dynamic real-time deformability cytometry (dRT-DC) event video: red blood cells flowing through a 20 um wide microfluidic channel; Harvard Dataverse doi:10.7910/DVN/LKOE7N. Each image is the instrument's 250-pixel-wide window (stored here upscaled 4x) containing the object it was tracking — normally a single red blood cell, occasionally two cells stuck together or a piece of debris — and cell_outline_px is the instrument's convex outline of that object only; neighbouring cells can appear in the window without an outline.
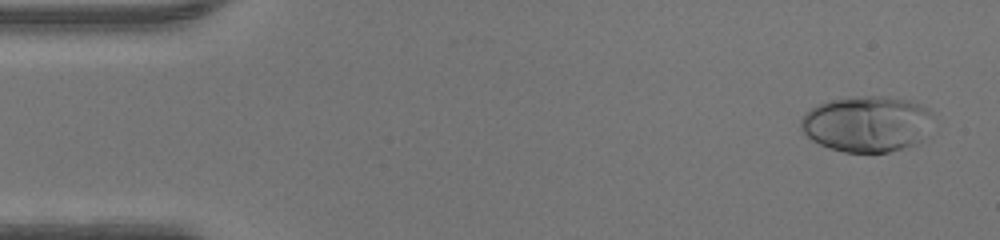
{"species": "human", "species_latin": "Homo sapiens", "temperature_condition": "warm", "stored_images_in_passage": 47, "camera_frame_rate_fps": 3000, "um_per_image_px": 0.085, "donor": {"sex": "male"}, "frame": {"image": 1, "passage_image": 2, "time_ms": 0.333, "image_size_px": [1000, 240], "cell_outline_px": [[932, 116], [924, 140], [916, 144], [888, 152], [844, 152], [820, 144], [812, 140], [800, 128], [800, 120], [812, 108], [828, 100], [864, 96], [888, 96], [908, 100], [920, 104], [928, 108], [932, 112]], "centroid_in_image_um": [73.72, 10.53], "position_along_channel_um": 11.3, "area_um2": 43.0}}
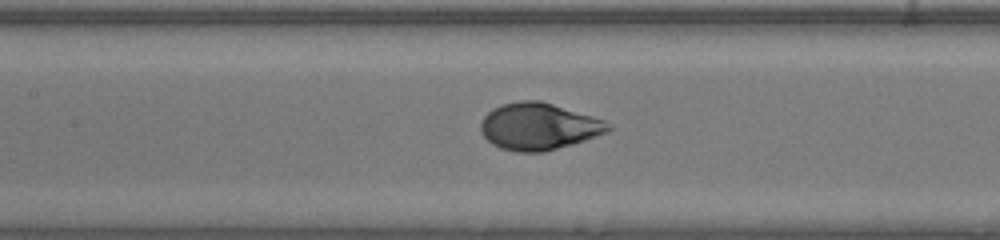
{"frame": {"image": 2, "passage_image": 21, "time_ms": 6.667, "image_size_px": [1000, 240], "cell_outline_px": [[612, 128], [604, 132], [584, 140], [572, 144], [544, 152], [516, 152], [500, 148], [492, 144], [480, 132], [480, 124], [484, 116], [492, 108], [504, 104], [520, 100], [540, 100], [592, 116], [604, 120]], "centroid_in_image_um": [45.73, 10.75], "position_along_channel_um": 161.7, "area_um2": 34.56}}
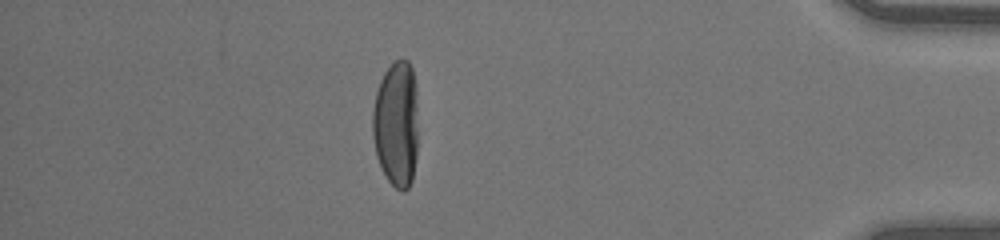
{"frame": {"image": 3, "passage_image": 41, "time_ms": 13.333, "image_size_px": [1000, 240], "cell_outline_px": [[416, 156], [412, 180], [408, 188], [404, 192], [400, 192], [388, 180], [376, 156], [372, 136], [372, 108], [376, 92], [380, 80], [384, 72], [400, 56], [408, 60], [412, 68], [416, 84]], "centroid_in_image_um": [33.67, 10.51], "position_along_channel_um": 401.5, "area_um2": 33.76}}